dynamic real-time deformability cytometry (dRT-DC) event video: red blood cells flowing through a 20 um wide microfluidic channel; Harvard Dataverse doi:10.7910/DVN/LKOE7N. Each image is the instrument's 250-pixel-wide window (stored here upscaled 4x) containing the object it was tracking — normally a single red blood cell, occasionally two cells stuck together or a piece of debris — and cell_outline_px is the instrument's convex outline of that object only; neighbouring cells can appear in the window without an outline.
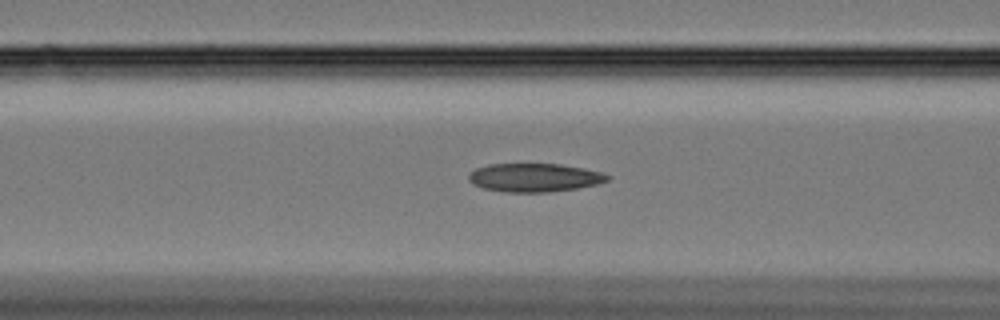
{"species": "Egyptian fruit bat (a non-hibernating species)", "species_latin": "Rousettus aegyptiacus", "temperature_condition": "cold", "stored_images_in_passage": 32, "camera_frame_rate_fps": 3000, "um_per_image_px": 0.085, "animal": {"sex": "female"}, "frame": {"image": 1, "passage_image": 7, "time_ms": 2.0, "image_size_px": [1000, 320], "cell_outline_px": [[612, 176], [608, 180], [596, 184], [576, 188], [544, 192], [504, 192], [484, 188], [472, 184], [468, 180], [468, 176], [476, 168], [488, 164], [560, 164], [600, 172]], "centroid_in_image_um": [45.39, 15.09], "position_along_channel_um": 121.2, "area_um2": 22.77}}
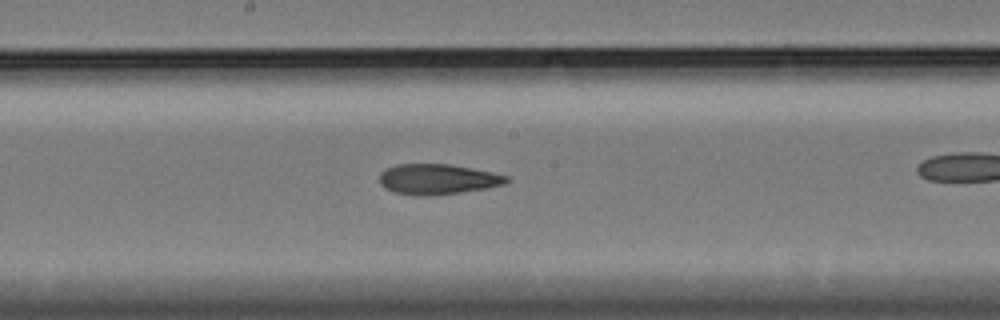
{"frame": {"image": 2, "passage_image": 15, "time_ms": 4.667, "image_size_px": [1000, 320], "cell_outline_px": [[512, 180], [504, 184], [484, 188], [460, 192], [432, 196], [416, 196], [396, 192], [380, 184], [380, 172], [384, 168], [396, 164], [448, 164], [472, 168], [492, 172], [508, 176]], "centroid_in_image_um": [37.19, 15.22], "position_along_channel_um": 211.0, "area_um2": 22.48}}
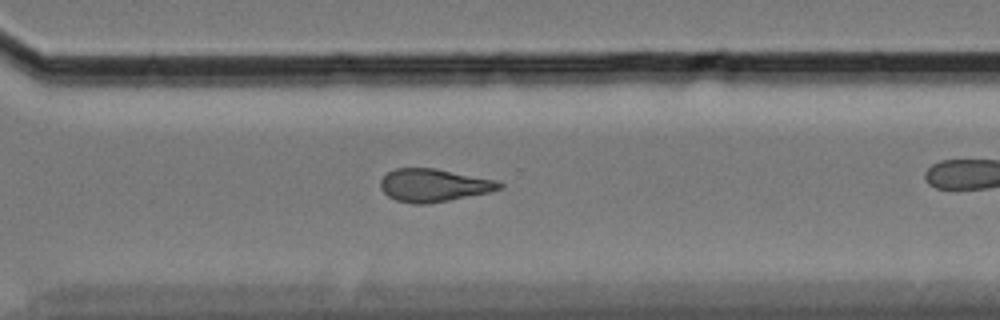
{"frame": {"image": 3, "passage_image": 26, "time_ms": 8.333, "image_size_px": [1000, 320], "cell_outline_px": [[504, 184], [500, 188], [488, 192], [448, 200], [424, 204], [416, 204], [396, 200], [388, 196], [380, 188], [380, 180], [388, 172], [396, 168], [436, 168], [496, 180]], "centroid_in_image_um": [36.84, 15.73], "position_along_channel_um": 333.8, "area_um2": 22.54}}